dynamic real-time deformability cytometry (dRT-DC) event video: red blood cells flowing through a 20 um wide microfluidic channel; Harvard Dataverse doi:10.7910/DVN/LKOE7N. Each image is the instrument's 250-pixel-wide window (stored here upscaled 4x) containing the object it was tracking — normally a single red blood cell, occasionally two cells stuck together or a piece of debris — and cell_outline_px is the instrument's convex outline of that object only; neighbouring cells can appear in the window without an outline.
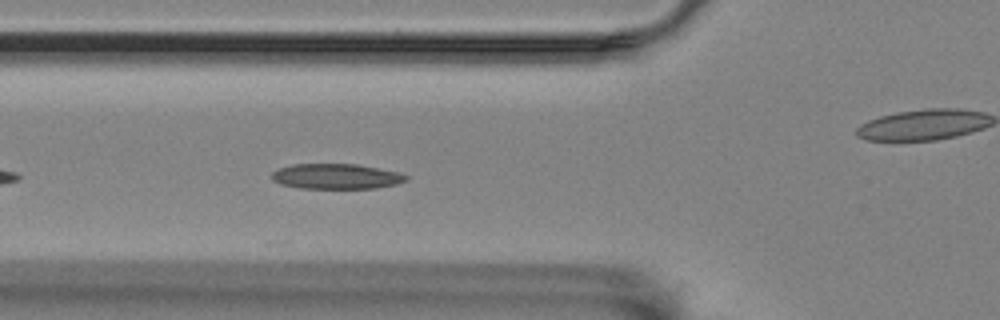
{"species": "Egyptian fruit bat (a non-hibernating species)", "species_latin": "Rousettus aegyptiacus", "temperature_condition": "room temperature", "stored_images_in_passage": 41, "camera_frame_rate_fps": 3000, "um_per_image_px": 0.085, "animal": {"sex": "female"}, "frame": {"image": 1, "passage_image": 4, "time_ms": 1.0, "image_size_px": [1000, 320], "cell_outline_px": [[408, 180], [396, 184], [376, 188], [300, 188], [280, 184], [272, 180], [272, 172], [280, 168], [292, 164], [356, 164], [400, 172], [408, 176]], "centroid_in_image_um": [28.59, 14.99], "position_along_channel_um": 97.2, "area_um2": 19.77}}
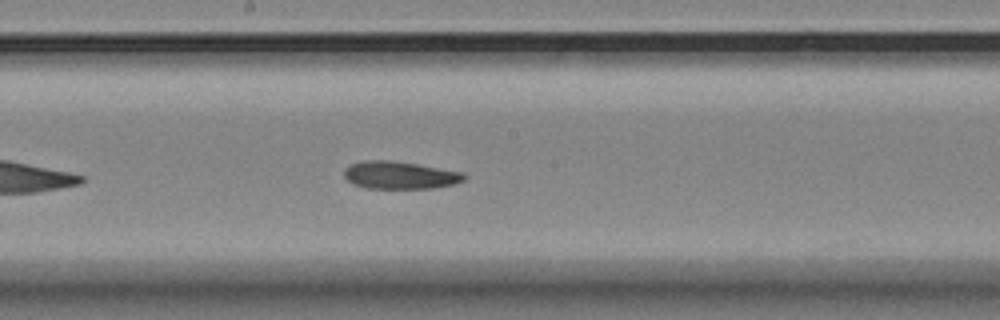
{"frame": {"image": 2, "passage_image": 14, "time_ms": 4.333, "image_size_px": [1000, 320], "cell_outline_px": [[468, 176], [464, 180], [456, 184], [432, 188], [368, 188], [352, 184], [344, 176], [344, 168], [352, 164], [364, 160], [392, 160], [464, 172]], "centroid_in_image_um": [34.01, 14.89], "position_along_channel_um": 214.2, "area_um2": 19.36}}
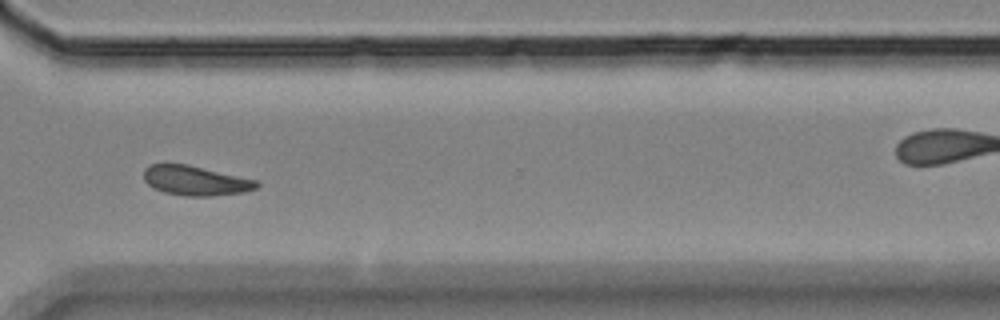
{"frame": {"image": 3, "passage_image": 26, "time_ms": 8.333, "image_size_px": [1000, 320], "cell_outline_px": [[260, 184], [256, 188], [244, 192], [208, 196], [184, 196], [164, 192], [152, 188], [144, 180], [144, 168], [152, 164], [188, 164], [256, 180]], "centroid_in_image_um": [16.59, 15.35], "position_along_channel_um": 354.0, "area_um2": 19.42}, "authors_computed_cell_mechanics": {"area_um2": 19.652, "velocity_mm_per_s": 3.4947, "shape_relaxation_time_tau1_ms": 6.8416, "shape_relaxation_time_tau2_ms": 4.8219, "deformation_change_tau1": 0.1311, "deformation_change_tau2": 0.1056}}